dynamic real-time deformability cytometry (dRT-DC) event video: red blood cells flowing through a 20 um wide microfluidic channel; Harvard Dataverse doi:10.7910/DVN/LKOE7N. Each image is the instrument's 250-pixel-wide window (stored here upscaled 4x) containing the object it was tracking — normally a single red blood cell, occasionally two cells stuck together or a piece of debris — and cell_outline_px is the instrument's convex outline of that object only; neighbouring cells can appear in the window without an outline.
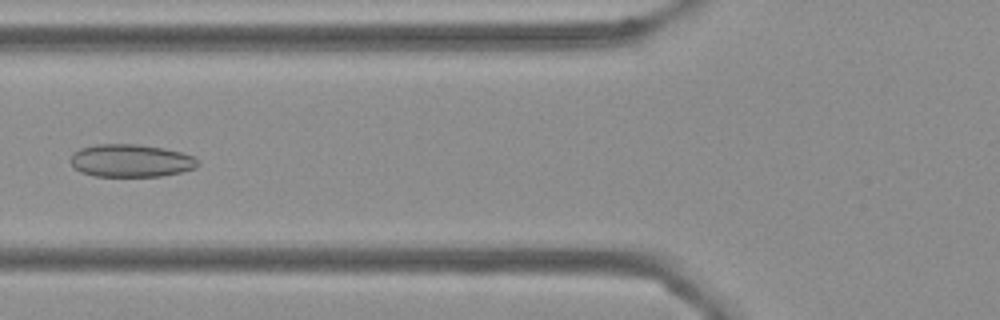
{"species": "Egyptian fruit bat (a non-hibernating species)", "species_latin": "Rousettus aegyptiacus", "temperature_condition": "cold", "stored_images_in_passage": 6, "camera_frame_rate_fps": 3000, "um_per_image_px": 0.085, "frame": {"image": 1, "passage_image": 6, "time_ms": 1.667, "image_size_px": [1000, 320], "cell_outline_px": [[200, 164], [196, 168], [180, 172], [160, 176], [96, 176], [80, 172], [72, 164], [72, 152], [80, 148], [96, 144], [136, 144], [164, 148], [184, 152], [192, 156]], "centroid_in_image_um": [11.14, 13.65], "position_along_channel_um": 114.7, "area_um2": 24.28}}